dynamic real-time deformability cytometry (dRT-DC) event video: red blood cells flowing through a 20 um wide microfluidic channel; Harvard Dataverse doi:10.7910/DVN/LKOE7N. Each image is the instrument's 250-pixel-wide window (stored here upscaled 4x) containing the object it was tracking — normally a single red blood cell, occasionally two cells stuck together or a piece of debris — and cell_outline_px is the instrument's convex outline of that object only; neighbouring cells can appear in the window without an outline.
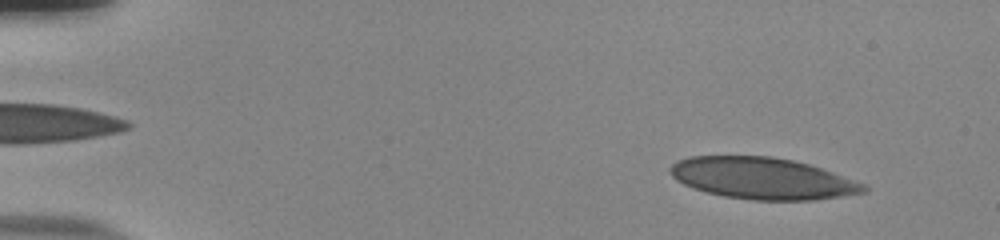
{"species": "human", "species_latin": "Homo sapiens", "temperature_condition": "room temperature", "stored_images_in_passage": 52, "camera_frame_rate_fps": 3000, "um_per_image_px": 0.085, "donor": {"sex": "male"}, "frame": {"image": 1, "passage_image": 4, "time_ms": 1.0, "image_size_px": [1000, 240], "cell_outline_px": [[868, 188], [864, 192], [840, 196], [812, 200], [752, 200], [724, 196], [708, 192], [684, 184], [676, 180], [672, 176], [668, 168], [672, 164], [688, 156], [772, 156], [792, 160], [808, 164], [820, 168], [864, 184]], "centroid_in_image_um": [64.77, 15.15], "position_along_channel_um": 20.2, "area_um2": 46.36}}
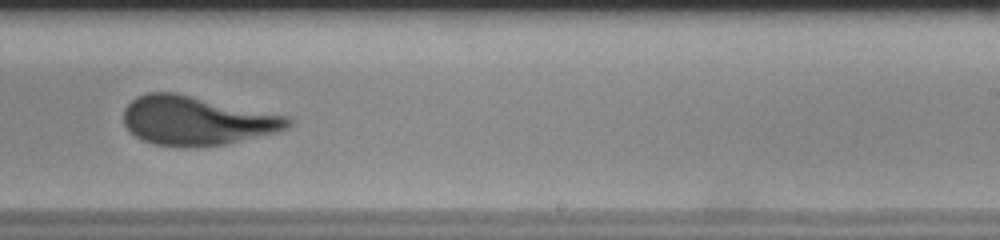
{"frame": {"image": 2, "passage_image": 33, "time_ms": 10.667, "image_size_px": [1000, 240], "cell_outline_px": [[292, 124], [288, 128], [276, 132], [228, 144], [184, 148], [156, 144], [144, 140], [136, 136], [124, 124], [124, 108], [136, 96], [148, 92], [176, 92], [288, 116], [292, 120]], "centroid_in_image_um": [16.73, 10.25], "position_along_channel_um": 272.3, "area_um2": 47.11}}
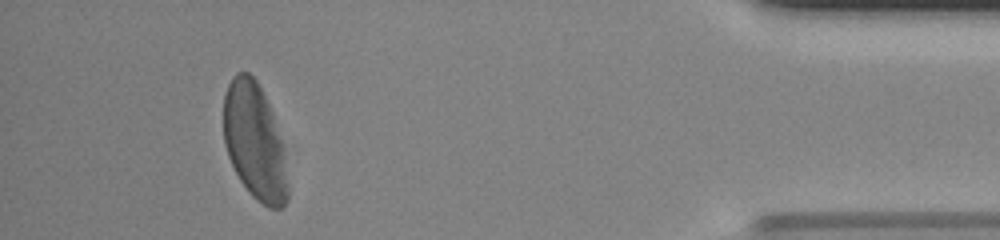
{"frame": {"image": 3, "passage_image": 48, "time_ms": 15.667, "image_size_px": [1000, 240], "cell_outline_px": [[288, 200], [280, 208], [268, 208], [256, 200], [252, 196], [240, 180], [228, 156], [224, 140], [224, 96], [228, 84], [232, 76], [236, 72], [248, 72], [256, 80], [272, 112], [284, 144], [288, 188]], "centroid_in_image_um": [21.66, 12.04], "position_along_channel_um": 413.5, "area_um2": 43.7}, "authors_computed_cell_mechanics": {"area_um2": 47.2226, "velocity_mm_per_s": 3.8357, "shape_relaxation_time_tau1_ms": 4.7873, "shape_relaxation_time_tau2_ms": 0.9284, "deformation_change_tau1": 0.182, "deformation_change_tau2": 0.0799}}